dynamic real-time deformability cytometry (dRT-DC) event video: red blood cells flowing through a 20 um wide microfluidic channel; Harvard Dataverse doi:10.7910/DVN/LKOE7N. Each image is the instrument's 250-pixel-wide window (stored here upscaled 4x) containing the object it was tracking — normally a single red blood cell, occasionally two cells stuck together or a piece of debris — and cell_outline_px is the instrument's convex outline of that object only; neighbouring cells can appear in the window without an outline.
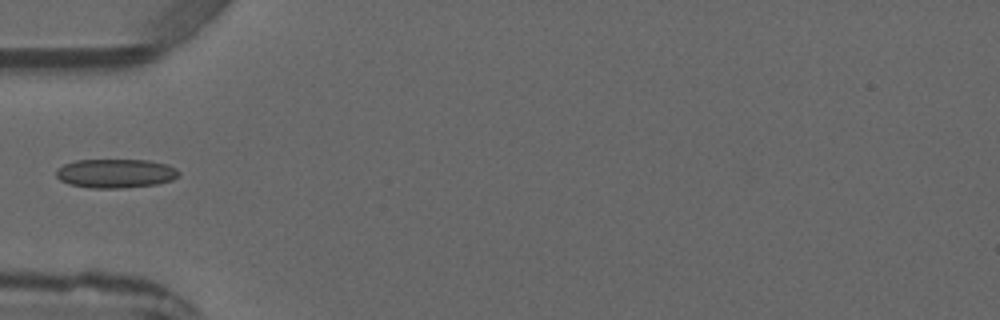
{"species": "common noctule bat (a hibernating species)", "species_latin": "Nyctalus noctula", "temperature_condition": "warm", "stored_images_in_passage": 1, "camera_frame_rate_fps": 3000, "um_per_image_px": 0.085, "animal": {"sex": "male", "forearm_length_mm": 52.5}, "frame": {"image": 1, "passage_image": 1, "time_ms": 0.0, "image_size_px": [1000, 320], "cell_outline_px": [[180, 172], [172, 180], [156, 184], [120, 188], [92, 188], [68, 184], [60, 180], [56, 176], [56, 172], [64, 164], [76, 160], [148, 160], [168, 164], [176, 168]], "centroid_in_image_um": [9.83, 14.73], "position_along_channel_um": 75.2, "area_um2": 20.63}}